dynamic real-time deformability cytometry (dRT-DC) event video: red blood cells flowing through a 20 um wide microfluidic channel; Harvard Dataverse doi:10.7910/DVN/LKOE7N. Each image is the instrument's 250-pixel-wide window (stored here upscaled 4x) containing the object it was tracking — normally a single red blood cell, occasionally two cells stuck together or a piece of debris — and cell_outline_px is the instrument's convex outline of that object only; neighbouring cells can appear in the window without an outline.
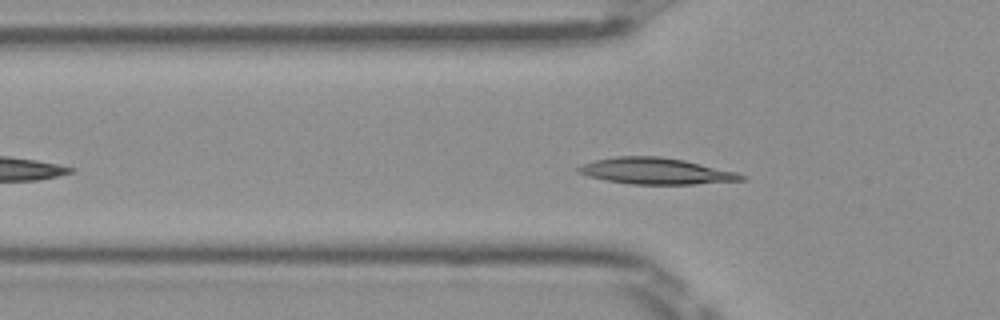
{"species": "Egyptian fruit bat (a non-hibernating species)", "species_latin": "Rousettus aegyptiacus", "temperature_condition": "room temperature", "stored_images_in_passage": 40, "camera_frame_rate_fps": 3000, "um_per_image_px": 0.085, "frame": {"image": 1, "passage_image": 9, "time_ms": 2.667, "image_size_px": [1000, 320], "cell_outline_px": [[748, 180], [692, 184], [632, 184], [608, 180], [588, 176], [576, 172], [576, 168], [580, 164], [592, 160], [616, 156], [660, 156], [684, 160], [736, 172], [748, 176]], "centroid_in_image_um": [55.74, 14.53], "position_along_channel_um": 70.1, "area_um2": 25.09}}
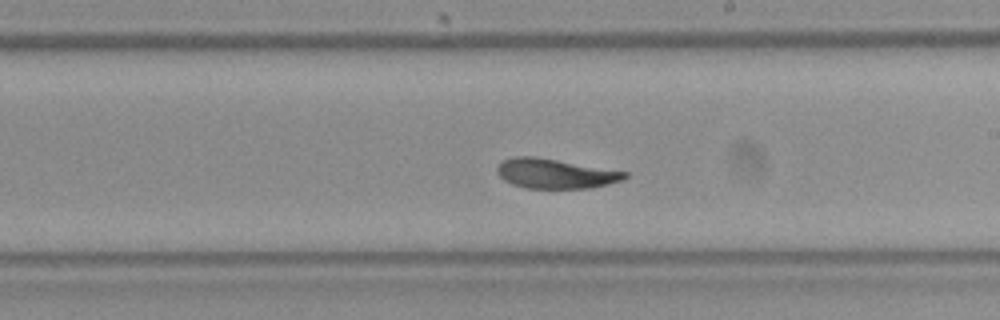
{"frame": {"image": 2, "passage_image": 22, "time_ms": 7.0, "image_size_px": [1000, 320], "cell_outline_px": [[628, 176], [624, 180], [592, 188], [524, 188], [512, 184], [504, 180], [496, 172], [496, 168], [500, 160], [512, 156], [536, 156], [628, 172]], "centroid_in_image_um": [47.17, 14.74], "position_along_channel_um": 241.8, "area_um2": 22.37}}
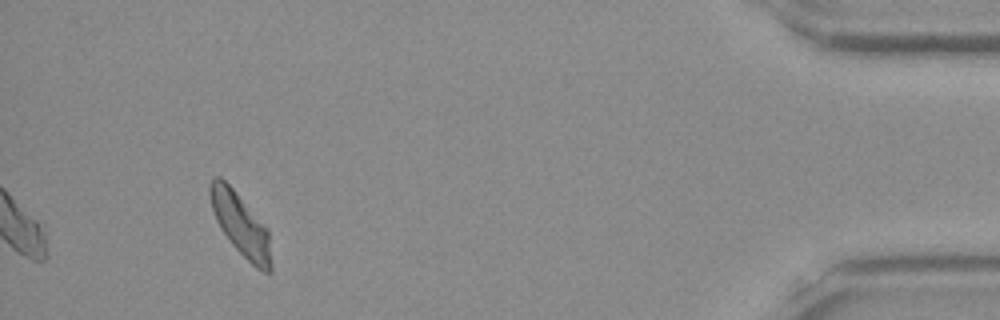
{"frame": {"image": 3, "passage_image": 40, "time_ms": 13.0, "image_size_px": [1000, 320], "cell_outline_px": [[272, 272], [264, 272], [256, 268], [232, 244], [220, 228], [216, 220], [212, 208], [208, 192], [208, 184], [216, 176], [220, 176], [236, 192], [268, 228], [272, 264]], "centroid_in_image_um": [20.46, 19.08], "position_along_channel_um": 414.7, "area_um2": 22.2}, "authors_computed_cell_mechanics": {"area_um2": 23.0622, "velocity_mm_per_s": 3.9582, "shape_relaxation_time_tau1_ms": 3.2751, "shape_relaxation_time_tau2_ms": 2.1343, "deformation_change_tau1": 0.1211, "deformation_change_tau2": 0.069}}